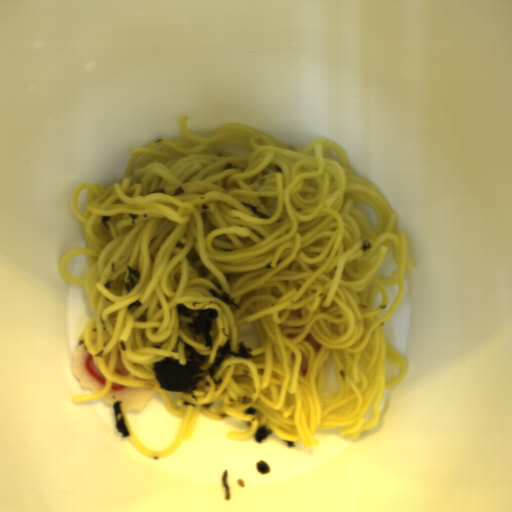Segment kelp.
Listing matches in <instances>:
<instances>
[{"instance_id": "obj_2", "label": "kelp", "mask_w": 512, "mask_h": 512, "mask_svg": "<svg viewBox=\"0 0 512 512\" xmlns=\"http://www.w3.org/2000/svg\"><path fill=\"white\" fill-rule=\"evenodd\" d=\"M175 307L182 316L193 320V322H186V326L193 328L195 335L199 333L202 334V338L205 341L204 347L212 346L213 336L211 334V326L213 319L219 316V311L213 308L189 309L183 302H178Z\"/></svg>"}, {"instance_id": "obj_1", "label": "kelp", "mask_w": 512, "mask_h": 512, "mask_svg": "<svg viewBox=\"0 0 512 512\" xmlns=\"http://www.w3.org/2000/svg\"><path fill=\"white\" fill-rule=\"evenodd\" d=\"M186 363L182 365L179 359L171 356L153 362L152 371L160 388L180 394H191L198 389L197 382L204 376L205 371L199 370L206 356L199 355L190 345H184Z\"/></svg>"}, {"instance_id": "obj_5", "label": "kelp", "mask_w": 512, "mask_h": 512, "mask_svg": "<svg viewBox=\"0 0 512 512\" xmlns=\"http://www.w3.org/2000/svg\"><path fill=\"white\" fill-rule=\"evenodd\" d=\"M272 432L273 429L271 427H267L266 424L261 425L260 427H257L254 433V440L260 444L262 440L268 437Z\"/></svg>"}, {"instance_id": "obj_3", "label": "kelp", "mask_w": 512, "mask_h": 512, "mask_svg": "<svg viewBox=\"0 0 512 512\" xmlns=\"http://www.w3.org/2000/svg\"><path fill=\"white\" fill-rule=\"evenodd\" d=\"M252 351V347H247L242 341L237 344V352L233 351L231 348V340L230 338L224 343L223 346H220L216 353L215 359L212 364L208 367L209 375L211 379L217 373L218 368L222 364L224 358L227 355H233L238 357H246V358H254L253 354L249 353Z\"/></svg>"}, {"instance_id": "obj_6", "label": "kelp", "mask_w": 512, "mask_h": 512, "mask_svg": "<svg viewBox=\"0 0 512 512\" xmlns=\"http://www.w3.org/2000/svg\"><path fill=\"white\" fill-rule=\"evenodd\" d=\"M255 467L261 473H267L270 470V466L264 460L256 462Z\"/></svg>"}, {"instance_id": "obj_4", "label": "kelp", "mask_w": 512, "mask_h": 512, "mask_svg": "<svg viewBox=\"0 0 512 512\" xmlns=\"http://www.w3.org/2000/svg\"><path fill=\"white\" fill-rule=\"evenodd\" d=\"M121 401H116L113 405V416L115 420L114 427L122 435V437L130 436V432L125 424V417L121 406Z\"/></svg>"}]
</instances>
